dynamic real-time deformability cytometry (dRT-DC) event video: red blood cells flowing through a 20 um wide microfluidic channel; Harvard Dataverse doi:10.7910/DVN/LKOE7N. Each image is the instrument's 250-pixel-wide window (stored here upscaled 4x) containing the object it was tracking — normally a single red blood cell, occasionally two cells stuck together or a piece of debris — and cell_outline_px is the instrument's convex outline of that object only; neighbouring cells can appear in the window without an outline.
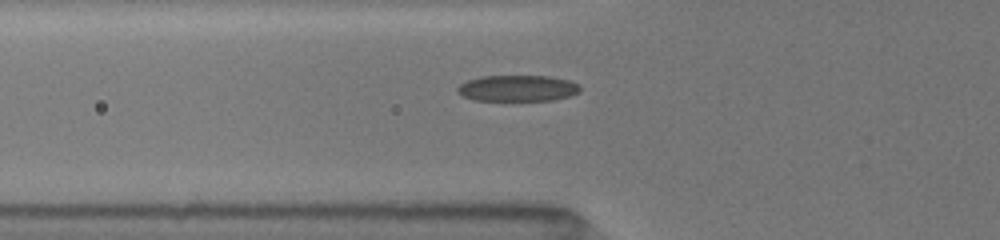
{"species": "common noctule bat (a hibernating species)", "species_latin": "Nyctalus noctula", "temperature_condition": "room temperature", "stored_images_in_passage": 22, "camera_frame_rate_fps": 3000, "um_per_image_px": 0.085, "animal": {"sex": "female", "body_mass_g": 19.5, "forearm_length_mm": 54.1}, "frame": {"image": 1, "passage_image": 3, "time_ms": 0.333, "image_size_px": [1000, 240], "cell_outline_px": [[580, 92], [568, 96], [552, 100], [472, 100], [456, 92], [456, 88], [460, 84], [468, 80], [480, 76], [548, 76], [568, 80], [580, 84]], "centroid_in_image_um": [43.98, 7.49], "position_along_channel_um": 81.8, "area_um2": 18.67}}
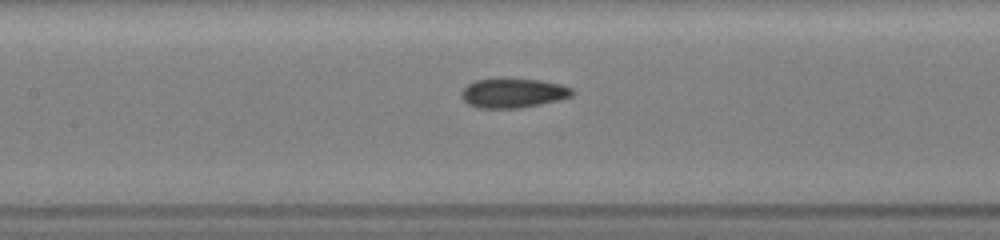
{"frame": {"image": 2, "passage_image": 12, "time_ms": 2.333, "image_size_px": [1000, 240], "cell_outline_px": [[576, 92], [572, 96], [560, 100], [520, 108], [480, 108], [468, 104], [460, 96], [460, 92], [468, 84], [476, 80], [500, 76], [508, 76], [540, 80], [560, 84], [572, 88]], "centroid_in_image_um": [43.61, 7.87], "position_along_channel_um": 163.8, "area_um2": 19.77}}
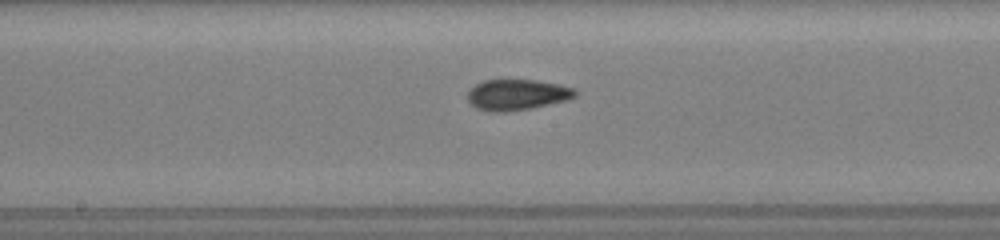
{"frame": {"image": 3, "passage_image": 16, "time_ms": 3.333, "image_size_px": [1000, 240], "cell_outline_px": [[576, 96], [568, 100], [532, 108], [504, 112], [496, 112], [476, 108], [468, 100], [468, 92], [476, 84], [484, 80], [536, 80], [560, 84], [576, 88]], "centroid_in_image_um": [44.0, 8.05], "position_along_channel_um": 204.2, "area_um2": 19.31}}